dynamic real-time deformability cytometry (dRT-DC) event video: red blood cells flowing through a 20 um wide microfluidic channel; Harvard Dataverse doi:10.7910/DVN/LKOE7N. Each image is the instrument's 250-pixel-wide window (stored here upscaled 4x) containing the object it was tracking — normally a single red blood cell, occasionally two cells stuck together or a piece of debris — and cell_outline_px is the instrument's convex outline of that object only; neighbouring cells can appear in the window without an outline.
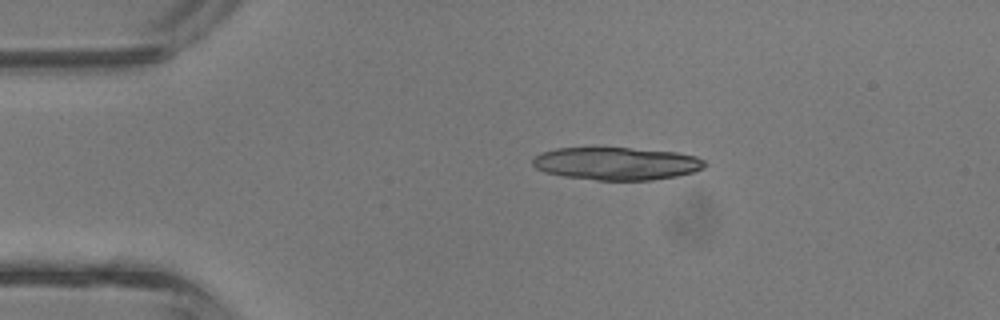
{"species": "common noctule bat (a hibernating species)", "species_latin": "Nyctalus noctula", "temperature_condition": "room temperature", "stored_images_in_passage": 13, "camera_frame_rate_fps": 3000, "um_per_image_px": 0.085, "animal": {"sex": "male", "body_mass_g": 13.3}, "frame": {"image": 1, "passage_image": 1, "time_ms": 0.0, "image_size_px": [1000, 320], "cell_outline_px": [[708, 164], [704, 168], [692, 172], [676, 176], [652, 180], [596, 180], [564, 176], [544, 172], [536, 168], [532, 164], [532, 160], [540, 152], [556, 148], [628, 148], [676, 152], [696, 156], [704, 160]], "centroid_in_image_um": [52.4, 13.9], "position_along_channel_um": 32.6, "area_um2": 32.83}}